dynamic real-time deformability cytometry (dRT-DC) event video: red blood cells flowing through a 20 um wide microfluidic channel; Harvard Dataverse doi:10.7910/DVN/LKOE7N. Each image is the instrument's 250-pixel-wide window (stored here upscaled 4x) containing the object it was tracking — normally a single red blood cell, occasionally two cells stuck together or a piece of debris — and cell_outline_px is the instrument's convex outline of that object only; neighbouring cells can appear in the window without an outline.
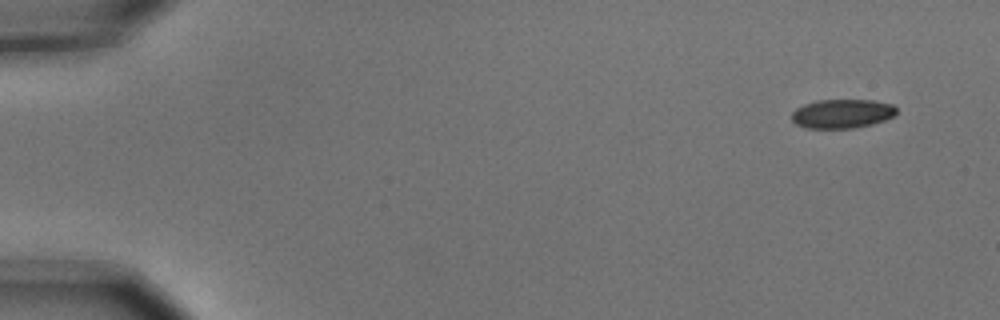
{"species": "common noctule bat (a hibernating species)", "species_latin": "Nyctalus noctula", "temperature_condition": "cold", "stored_images_in_passage": 6, "segment_of_instrument_passage": [2, 2], "camera_frame_rate_fps": 3000, "um_per_image_px": 0.085, "animal": {"sex": "male", "body_mass_g": 15.6}, "frame": {"image": 1, "passage_image": 6, "time_ms": 1.667, "image_size_px": [1000, 320], "cell_outline_px": [[896, 112], [892, 116], [884, 120], [872, 124], [856, 128], [804, 128], [796, 124], [792, 120], [792, 112], [796, 108], [804, 104], [816, 100], [872, 100], [892, 104], [896, 108]], "centroid_in_image_um": [71.55, 9.66], "position_along_channel_um": 13.5, "area_um2": 17.74}}